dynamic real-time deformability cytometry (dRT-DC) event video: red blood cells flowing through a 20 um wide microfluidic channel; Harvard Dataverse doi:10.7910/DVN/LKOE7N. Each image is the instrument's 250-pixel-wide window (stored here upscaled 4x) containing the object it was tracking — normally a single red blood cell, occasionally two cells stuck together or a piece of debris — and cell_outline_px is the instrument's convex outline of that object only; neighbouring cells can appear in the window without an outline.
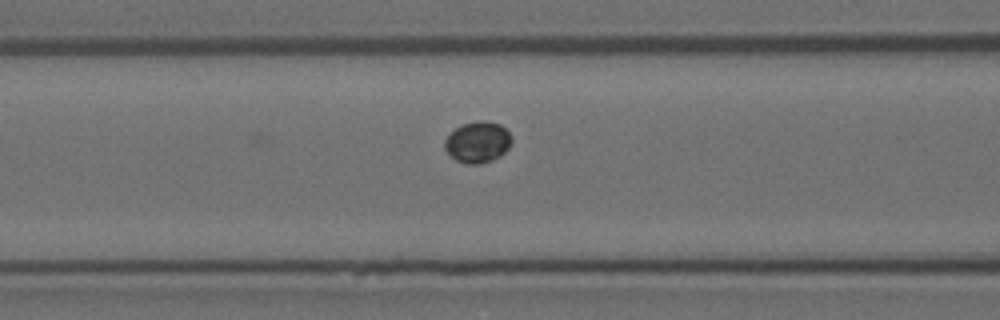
{"species": "Egyptian fruit bat (a non-hibernating species)", "species_latin": "Rousettus aegyptiacus", "temperature_condition": "room temperature", "stored_images_in_passage": 5, "camera_frame_rate_fps": 3000, "um_per_image_px": 0.085, "animal": {"sex": "female"}, "frame": {"image": 1, "passage_image": 5, "time_ms": 1.333, "image_size_px": [1000, 320], "cell_outline_px": [[512, 140], [508, 148], [500, 156], [492, 160], [480, 164], [468, 164], [456, 160], [444, 148], [444, 140], [456, 128], [464, 124], [480, 120], [484, 120], [500, 124], [512, 136]], "centroid_in_image_um": [40.62, 12.08], "position_along_channel_um": 126.0, "area_um2": 15.9}}